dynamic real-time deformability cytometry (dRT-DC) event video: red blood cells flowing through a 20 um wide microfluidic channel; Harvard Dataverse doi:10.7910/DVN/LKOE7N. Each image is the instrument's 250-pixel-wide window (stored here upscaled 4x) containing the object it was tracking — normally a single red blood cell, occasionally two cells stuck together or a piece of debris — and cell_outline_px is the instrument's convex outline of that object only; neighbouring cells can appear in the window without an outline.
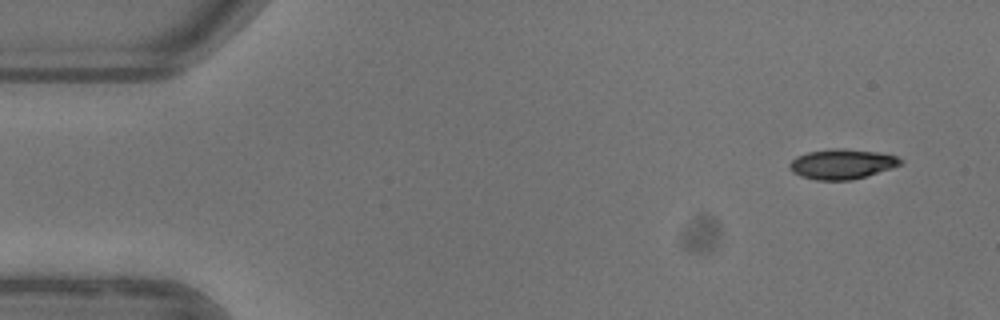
{"species": "common noctule bat (a hibernating species)", "species_latin": "Nyctalus noctula", "temperature_condition": "warm", "stored_images_in_passage": 10, "camera_frame_rate_fps": 3000, "um_per_image_px": 0.085, "animal": {"sex": "female"}, "frame": {"image": 1, "passage_image": 1, "time_ms": 0.0, "image_size_px": [1000, 320], "cell_outline_px": [[904, 164], [892, 168], [852, 180], [816, 180], [800, 176], [792, 172], [788, 164], [796, 156], [808, 152], [836, 148], [840, 148], [876, 152], [896, 156], [904, 160]], "centroid_in_image_um": [71.57, 13.95], "position_along_channel_um": 13.4, "area_um2": 19.36}}